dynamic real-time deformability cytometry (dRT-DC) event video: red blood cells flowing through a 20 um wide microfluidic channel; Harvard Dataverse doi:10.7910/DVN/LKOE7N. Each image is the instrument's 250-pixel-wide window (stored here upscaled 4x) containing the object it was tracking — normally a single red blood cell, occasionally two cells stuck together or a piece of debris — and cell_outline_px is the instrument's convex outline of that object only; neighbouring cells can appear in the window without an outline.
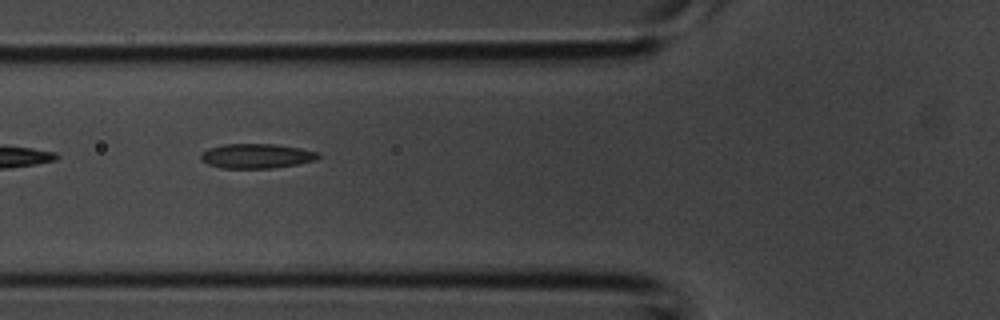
{"species": "common noctule bat (a hibernating species)", "species_latin": "Nyctalus noctula", "temperature_condition": "room temperature", "stored_images_in_passage": 5, "camera_frame_rate_fps": 3000, "um_per_image_px": 0.085, "animal": {"sex": "male", "body_mass_g": 20.1, "forearm_length_mm": 53.5}, "frame": {"image": 1, "passage_image": 4, "time_ms": 1.0, "image_size_px": [1000, 320], "cell_outline_px": [[320, 156], [316, 160], [296, 164], [272, 168], [220, 168], [208, 164], [200, 160], [200, 156], [208, 148], [224, 144], [276, 144], [300, 148], [316, 152]], "centroid_in_image_um": [21.77, 13.26], "position_along_channel_um": 104.0, "area_um2": 16.76}}
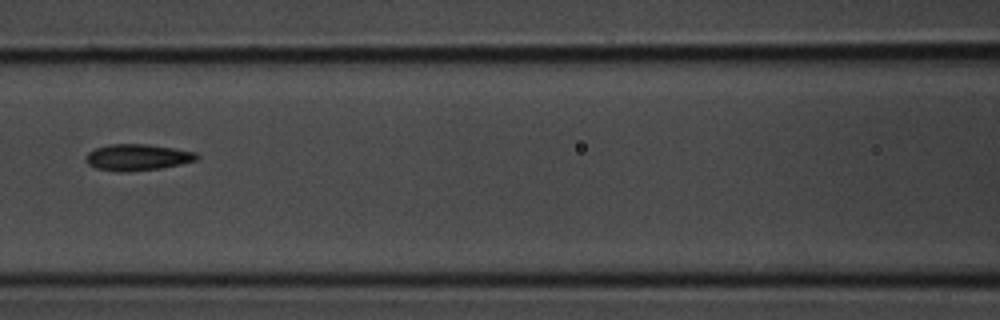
{"frame": {"image": 2, "passage_image": 5, "time_ms": 1.333, "image_size_px": [1000, 320], "cell_outline_px": [[200, 156], [196, 160], [180, 164], [160, 168], [128, 172], [116, 172], [96, 168], [88, 164], [84, 160], [84, 156], [88, 152], [96, 148], [108, 144], [148, 144], [196, 152]], "centroid_in_image_um": [11.63, 13.37], "position_along_channel_um": 155.0, "area_um2": 17.17}}